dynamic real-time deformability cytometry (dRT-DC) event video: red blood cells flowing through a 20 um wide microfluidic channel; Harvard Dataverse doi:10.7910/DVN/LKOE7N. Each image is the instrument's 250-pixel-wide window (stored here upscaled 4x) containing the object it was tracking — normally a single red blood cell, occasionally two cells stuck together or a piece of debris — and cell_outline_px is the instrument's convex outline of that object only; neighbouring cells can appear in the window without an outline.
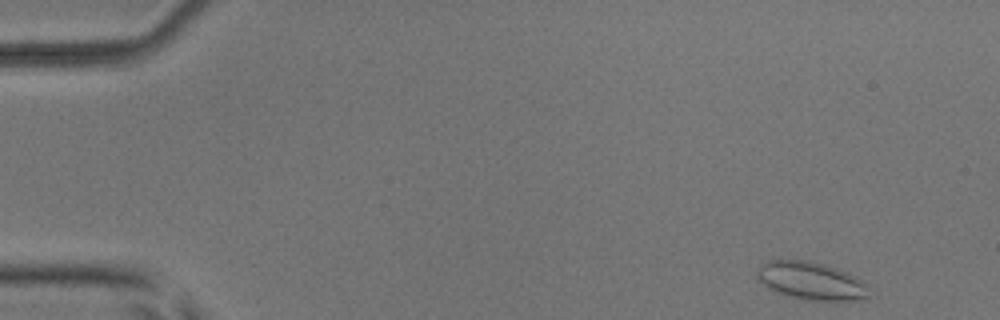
{"species": "common noctule bat (a hibernating species)", "species_latin": "Nyctalus noctula", "temperature_condition": "room temperature", "stored_images_in_passage": 4, "camera_frame_rate_fps": 3000, "um_per_image_px": 0.085, "animal": {"sex": "male", "body_mass_g": 17.9, "forearm_length_mm": 54.2}, "frame": {"image": 1, "passage_image": 1, "time_ms": 0.0, "image_size_px": [1000, 320], "cell_outline_px": [[872, 296], [868, 300], [804, 300], [788, 296], [764, 284], [756, 276], [756, 272], [760, 264], [768, 260], [808, 260], [824, 264], [848, 272], [856, 276], [868, 288]], "centroid_in_image_um": [69.0, 23.87], "position_along_channel_um": 16.0, "area_um2": 24.74}}